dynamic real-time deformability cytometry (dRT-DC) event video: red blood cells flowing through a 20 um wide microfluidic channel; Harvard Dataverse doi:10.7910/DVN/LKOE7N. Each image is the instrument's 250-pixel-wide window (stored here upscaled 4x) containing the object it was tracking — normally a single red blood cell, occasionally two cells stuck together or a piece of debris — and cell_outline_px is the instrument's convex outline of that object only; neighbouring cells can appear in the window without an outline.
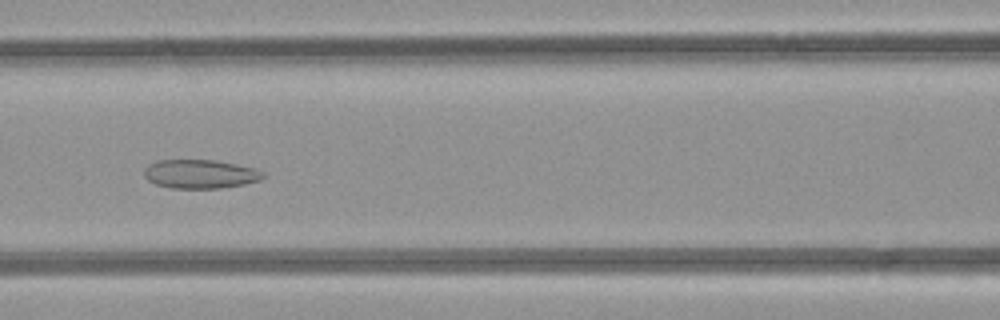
{"species": "common noctule bat (a hibernating species)", "species_latin": "Nyctalus noctula", "temperature_condition": "room temperature", "stored_images_in_passage": 5, "camera_frame_rate_fps": 3000, "um_per_image_px": 0.085, "animal": {"sex": "female", "body_mass_g": 21.9}, "frame": {"image": 1, "passage_image": 5, "time_ms": 5.333, "image_size_px": [1000, 320], "cell_outline_px": [[264, 176], [260, 180], [244, 184], [220, 188], [172, 188], [156, 184], [148, 180], [144, 176], [144, 168], [148, 164], [156, 160], [216, 160], [236, 164], [252, 168], [264, 172]], "centroid_in_image_um": [16.98, 14.78], "position_along_channel_um": 149.6, "area_um2": 19.94}}